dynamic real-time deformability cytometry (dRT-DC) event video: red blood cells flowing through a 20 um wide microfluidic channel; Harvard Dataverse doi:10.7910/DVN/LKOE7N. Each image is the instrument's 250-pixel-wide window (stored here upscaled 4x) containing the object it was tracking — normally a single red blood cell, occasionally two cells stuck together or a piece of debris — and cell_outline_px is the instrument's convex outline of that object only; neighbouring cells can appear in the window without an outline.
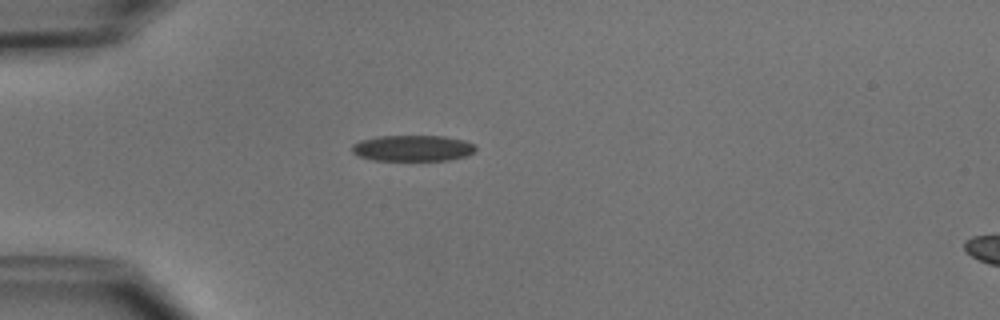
{"species": "common noctule bat (a hibernating species)", "species_latin": "Nyctalus noctula", "temperature_condition": "cold", "stored_images_in_passage": 38, "camera_frame_rate_fps": 3000, "um_per_image_px": 0.085, "animal": {"sex": "male", "body_mass_g": 15.6}, "frame": {"image": 1, "passage_image": 1, "time_ms": 0.0, "image_size_px": [1000, 320], "cell_outline_px": [[476, 152], [464, 156], [448, 160], [372, 160], [360, 156], [352, 152], [352, 144], [360, 140], [376, 136], [444, 136], [464, 140], [476, 144]], "centroid_in_image_um": [35.09, 12.59], "position_along_channel_um": 49.9, "area_um2": 18.84}}
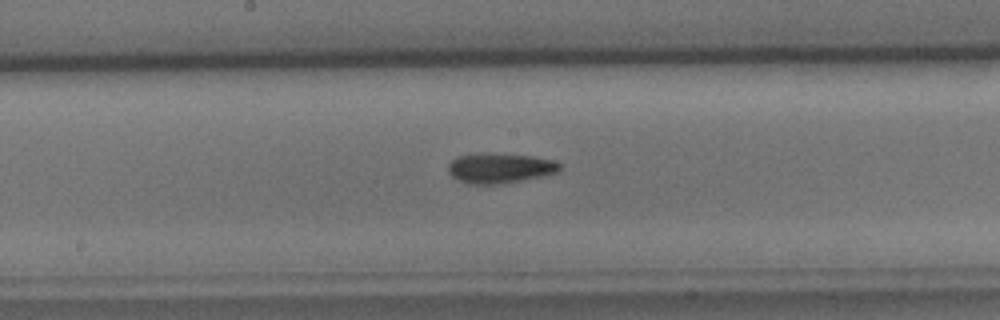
{"frame": {"image": 2, "passage_image": 14, "time_ms": 4.333, "image_size_px": [1000, 320], "cell_outline_px": [[560, 172], [544, 176], [504, 184], [468, 184], [456, 180], [448, 172], [448, 164], [456, 156], [484, 152], [492, 152], [532, 156], [552, 160], [560, 164]], "centroid_in_image_um": [42.47, 14.29], "position_along_channel_um": 205.7, "area_um2": 20.06}}
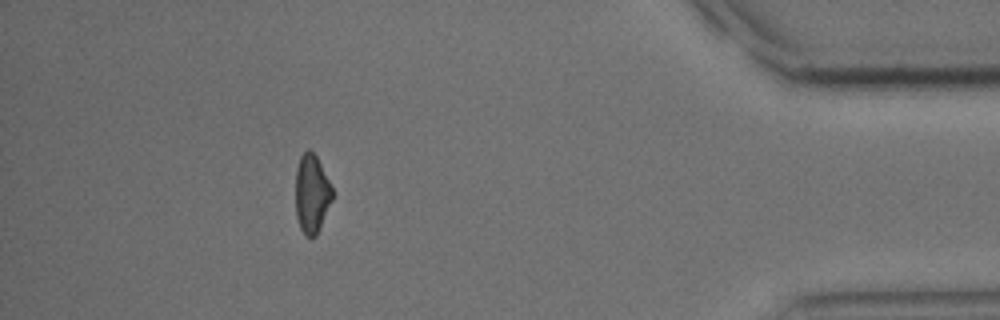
{"frame": {"image": 3, "passage_image": 33, "time_ms": 10.667, "image_size_px": [1000, 320], "cell_outline_px": [[332, 200], [316, 236], [304, 236], [300, 228], [296, 216], [296, 168], [300, 156], [308, 148], [316, 156], [332, 188]], "centroid_in_image_um": [26.48, 16.48], "position_along_channel_um": 408.7, "area_um2": 16.65}, "authors_computed_cell_mechanics": {"area_um2": 18.3804, "velocity_mm_per_s": 3.9298, "shape_relaxation_time_tau1_ms": 5.1586, "shape_relaxation_time_tau2_ms": null, "deformation_change_tau1": 0.1376, "deformation_change_tau2": null}}